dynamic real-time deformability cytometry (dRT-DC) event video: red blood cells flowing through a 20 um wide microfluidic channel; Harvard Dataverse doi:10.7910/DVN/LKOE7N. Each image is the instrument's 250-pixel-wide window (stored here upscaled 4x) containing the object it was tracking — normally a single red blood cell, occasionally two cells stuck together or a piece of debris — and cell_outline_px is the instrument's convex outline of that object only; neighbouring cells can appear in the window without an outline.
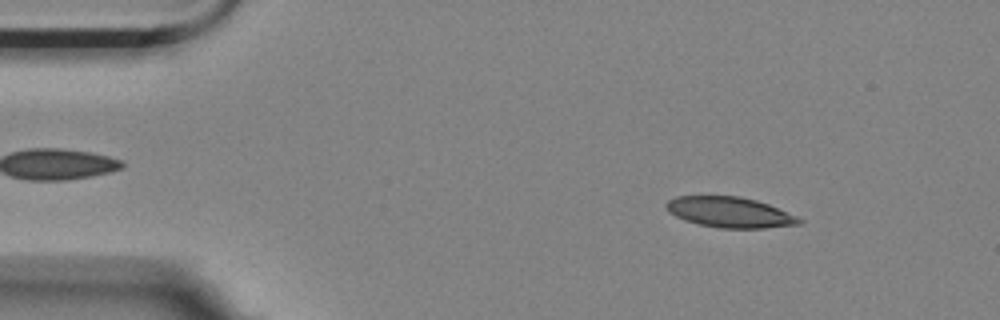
{"species": "Egyptian fruit bat (a non-hibernating species)", "species_latin": "Rousettus aegyptiacus", "temperature_condition": "room temperature", "stored_images_in_passage": 18, "camera_frame_rate_fps": 3000, "um_per_image_px": 0.085, "animal": {"sex": "female"}, "frame": {"image": 1, "passage_image": 7, "time_ms": 2.0, "image_size_px": [1000, 320], "cell_outline_px": [[804, 220], [800, 224], [764, 228], [720, 228], [700, 224], [684, 220], [668, 212], [664, 204], [668, 200], [676, 196], [740, 196], [756, 200], [768, 204], [796, 216]], "centroid_in_image_um": [62.01, 18.04], "position_along_channel_um": 23.0, "area_um2": 23.58}}
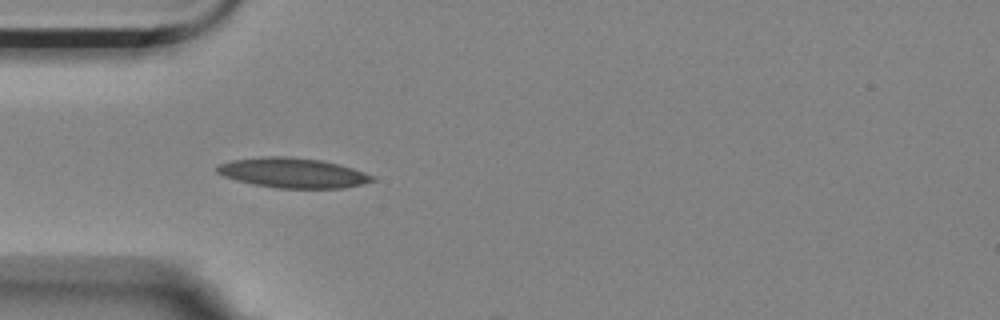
{"frame": {"image": 2, "passage_image": 16, "time_ms": 5.0, "image_size_px": [1000, 320], "cell_outline_px": [[376, 180], [344, 188], [276, 188], [252, 184], [236, 180], [224, 176], [216, 172], [216, 164], [232, 160], [264, 156], [288, 156], [320, 160], [352, 168], [376, 176]], "centroid_in_image_um": [24.86, 14.69], "position_along_channel_um": 60.1, "area_um2": 27.11}}